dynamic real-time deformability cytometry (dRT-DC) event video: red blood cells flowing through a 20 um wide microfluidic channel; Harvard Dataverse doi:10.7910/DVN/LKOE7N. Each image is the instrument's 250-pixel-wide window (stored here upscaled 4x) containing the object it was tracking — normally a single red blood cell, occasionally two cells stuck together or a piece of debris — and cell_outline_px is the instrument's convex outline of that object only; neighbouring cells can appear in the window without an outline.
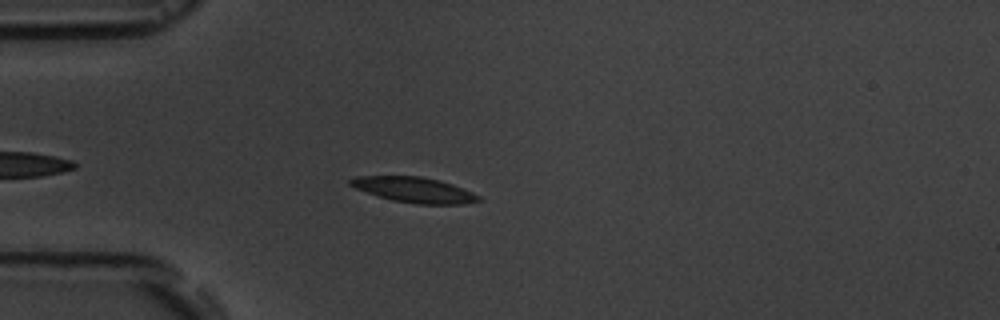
{"species": "common noctule bat (a hibernating species)", "species_latin": "Nyctalus noctula", "temperature_condition": "room temperature", "stored_images_in_passage": 5, "camera_frame_rate_fps": 3000, "um_per_image_px": 0.085, "animal": {"sex": "male", "body_mass_g": 19.5, "forearm_length_mm": 54.6}, "frame": {"image": 1, "passage_image": 4, "time_ms": 3.667, "image_size_px": [1000, 320], "cell_outline_px": [[480, 200], [464, 204], [416, 204], [392, 200], [376, 196], [356, 188], [348, 184], [348, 180], [356, 176], [420, 176], [440, 180], [452, 184], [472, 192], [480, 196]], "centroid_in_image_um": [35.18, 16.13], "position_along_channel_um": 49.8, "area_um2": 18.96}}